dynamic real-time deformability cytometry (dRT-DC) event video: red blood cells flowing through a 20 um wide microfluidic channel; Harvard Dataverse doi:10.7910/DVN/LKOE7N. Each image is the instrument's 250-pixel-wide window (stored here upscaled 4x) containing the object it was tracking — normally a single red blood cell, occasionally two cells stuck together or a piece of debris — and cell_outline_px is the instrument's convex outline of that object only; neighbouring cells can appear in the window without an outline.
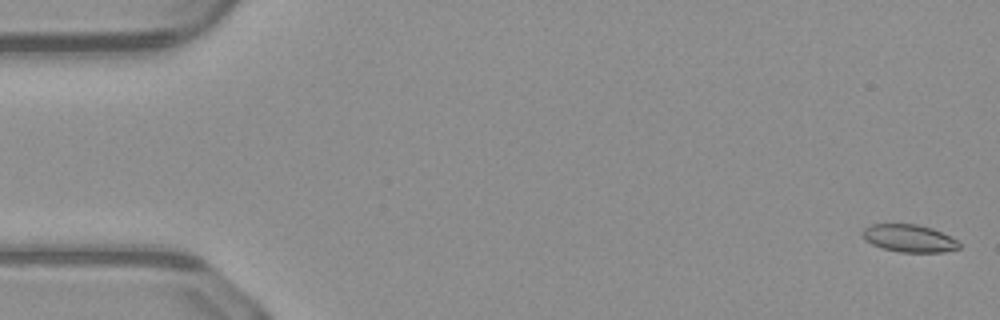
{"species": "common noctule bat (a hibernating species)", "species_latin": "Nyctalus noctula", "temperature_condition": "warm", "stored_images_in_passage": 51, "camera_frame_rate_fps": 3000, "um_per_image_px": 0.085, "animal": {"sex": "male", "body_mass_g": 23.1, "forearm_length_mm": 52.7}, "frame": {"image": 1, "passage_image": 2, "time_ms": 0.333, "image_size_px": [1000, 320], "cell_outline_px": [[960, 248], [944, 252], [900, 252], [884, 248], [872, 244], [864, 240], [860, 232], [864, 228], [872, 224], [916, 224], [932, 228], [956, 240], [960, 244]], "centroid_in_image_um": [77.24, 20.25], "position_along_channel_um": 7.8, "area_um2": 15.43}}
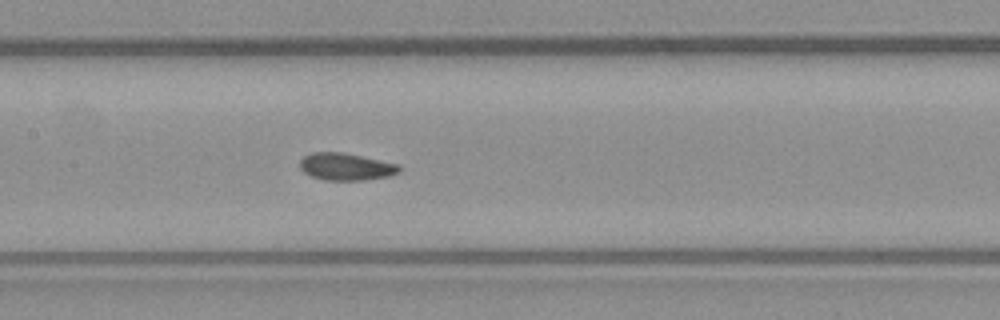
{"frame": {"image": 2, "passage_image": 25, "time_ms": 8.0, "image_size_px": [1000, 320], "cell_outline_px": [[400, 172], [388, 176], [364, 180], [324, 180], [312, 176], [304, 172], [300, 168], [300, 160], [304, 156], [312, 152], [344, 152], [400, 164]], "centroid_in_image_um": [29.42, 14.16], "position_along_channel_um": 178.0, "area_um2": 15.84}}
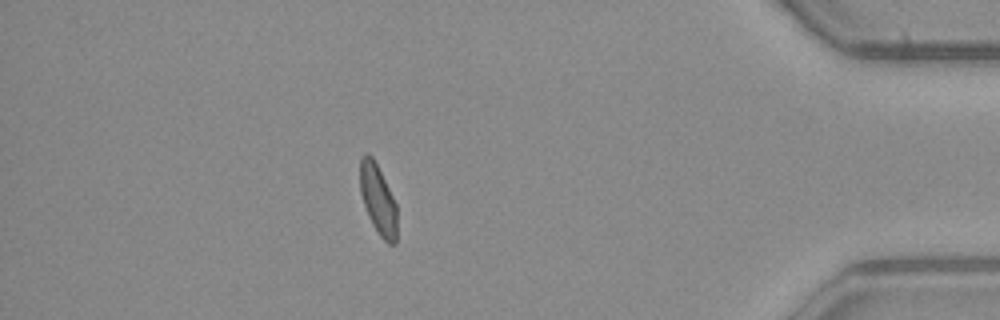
{"frame": {"image": 3, "passage_image": 45, "time_ms": 14.667, "image_size_px": [1000, 320], "cell_outline_px": [[396, 244], [388, 244], [380, 236], [372, 224], [368, 216], [360, 192], [360, 156], [364, 152], [368, 152], [372, 156], [396, 204]], "centroid_in_image_um": [32.1, 16.95], "position_along_channel_um": 403.1, "area_um2": 14.91}, "authors_computed_cell_mechanics": {"area_um2": 15.7794, "velocity_mm_per_s": 4.1102, "shape_relaxation_time_tau1_ms": 4.0262, "shape_relaxation_time_tau2_ms": 1.3683, "deformation_change_tau1": 0.1154, "deformation_change_tau2": 0.0597}}